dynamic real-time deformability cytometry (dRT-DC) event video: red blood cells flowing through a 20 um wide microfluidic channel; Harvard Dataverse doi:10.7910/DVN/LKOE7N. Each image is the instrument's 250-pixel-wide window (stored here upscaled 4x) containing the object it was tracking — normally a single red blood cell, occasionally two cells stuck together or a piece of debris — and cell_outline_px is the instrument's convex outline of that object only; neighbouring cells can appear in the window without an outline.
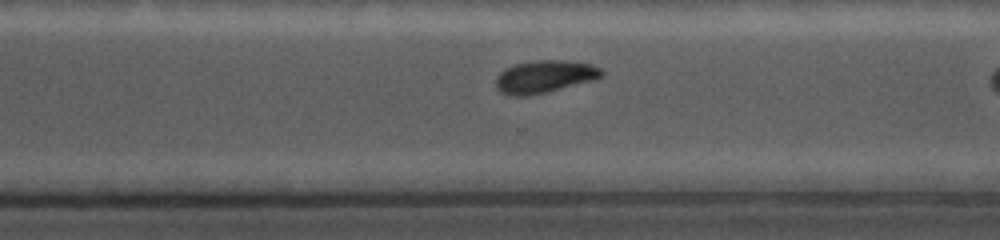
{"species": "common noctule bat (a hibernating species)", "species_latin": "Nyctalus noctula", "temperature_condition": "cold", "stored_images_in_passage": 21, "camera_frame_rate_fps": 5000, "um_per_image_px": 0.085, "animal": {"sex": "female", "body_mass_g": 19.0, "forearm_length_mm": 56.7}, "frame": {"image": 1, "passage_image": 17, "time_ms": 7.2, "image_size_px": [1000, 240], "cell_outline_px": [[604, 76], [596, 80], [528, 96], [512, 96], [500, 92], [496, 88], [496, 76], [504, 68], [516, 64], [536, 60], [564, 60], [592, 64], [600, 68], [604, 72]], "centroid_in_image_um": [46.3, 6.51], "position_along_channel_um": 324.3, "area_um2": 20.23}}
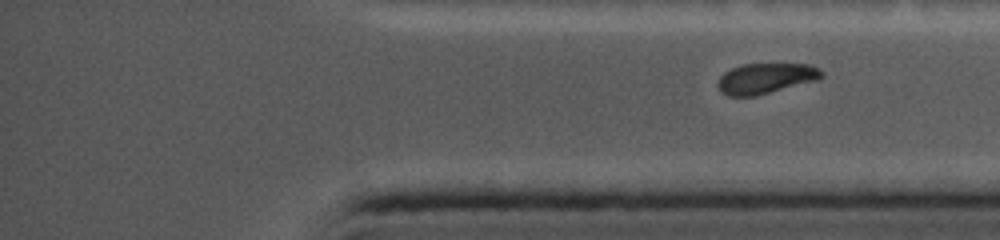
{"frame": {"image": 2, "passage_image": 21, "time_ms": 8.4, "image_size_px": [1000, 240], "cell_outline_px": [[824, 76], [816, 80], [756, 96], [728, 96], [720, 92], [716, 84], [720, 76], [724, 72], [732, 68], [744, 64], [812, 64], [820, 68], [824, 72]], "centroid_in_image_um": [65.08, 6.66], "position_along_channel_um": 370.1, "area_um2": 18.55}}